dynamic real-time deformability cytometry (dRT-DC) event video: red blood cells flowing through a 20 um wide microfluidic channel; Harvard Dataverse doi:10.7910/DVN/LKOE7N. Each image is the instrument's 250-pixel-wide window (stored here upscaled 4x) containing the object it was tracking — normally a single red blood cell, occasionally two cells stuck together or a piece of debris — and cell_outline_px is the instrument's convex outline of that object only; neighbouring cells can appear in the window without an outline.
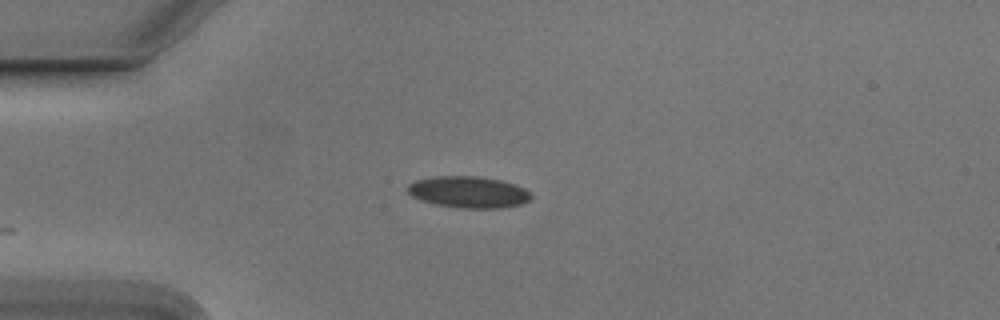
{"species": "Egyptian fruit bat (a non-hibernating species)", "species_latin": "Rousettus aegyptiacus", "temperature_condition": "cold", "stored_images_in_passage": 10, "camera_frame_rate_fps": 3000, "um_per_image_px": 0.085, "animal": {"sex": "male"}, "frame": {"image": 1, "passage_image": 1, "time_ms": 0.0, "image_size_px": [1000, 320], "cell_outline_px": [[532, 196], [528, 200], [520, 204], [504, 208], [456, 208], [436, 204], [420, 200], [412, 196], [408, 192], [408, 184], [416, 180], [432, 176], [480, 176], [500, 180], [524, 188], [532, 192]], "centroid_in_image_um": [39.81, 16.33], "position_along_channel_um": 45.2, "area_um2": 22.77}}
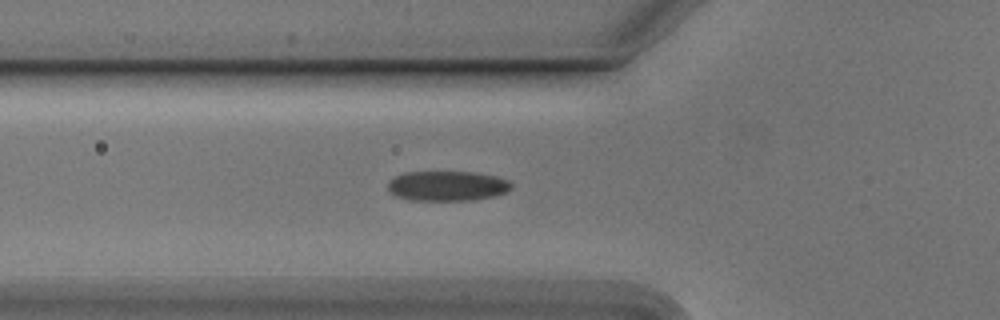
{"frame": {"image": 2, "passage_image": 6, "time_ms": 1.667, "image_size_px": [1000, 320], "cell_outline_px": [[512, 188], [508, 192], [496, 196], [472, 200], [408, 200], [396, 196], [388, 192], [388, 180], [404, 172], [472, 172], [496, 176], [508, 180], [512, 184]], "centroid_in_image_um": [38.01, 15.81], "position_along_channel_um": 87.8, "area_um2": 21.79}}